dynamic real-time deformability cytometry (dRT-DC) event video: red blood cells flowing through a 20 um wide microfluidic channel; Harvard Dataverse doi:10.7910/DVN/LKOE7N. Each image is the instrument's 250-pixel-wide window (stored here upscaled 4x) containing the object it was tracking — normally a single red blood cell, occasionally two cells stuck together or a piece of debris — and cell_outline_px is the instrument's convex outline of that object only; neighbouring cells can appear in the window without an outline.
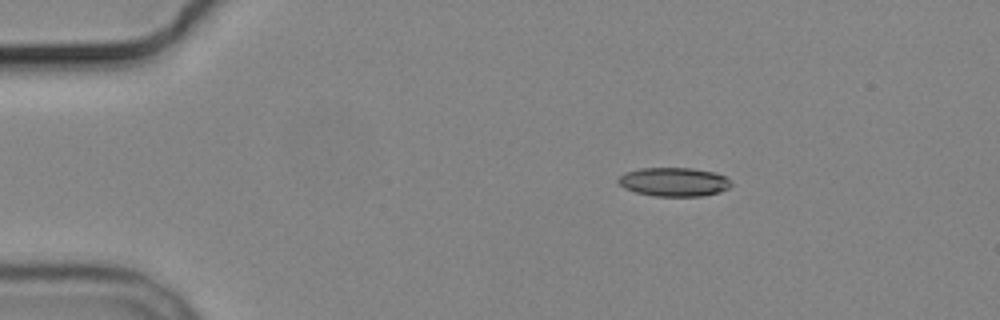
{"species": "common noctule bat (a hibernating species)", "species_latin": "Nyctalus noctula", "temperature_condition": "cold", "stored_images_in_passage": 3, "camera_frame_rate_fps": 3000, "um_per_image_px": 0.085, "animal": {"sex": "male", "body_mass_g": 19.2, "forearm_length_mm": 51.8}, "frame": {"image": 1, "passage_image": 1, "time_ms": 0.0, "image_size_px": [1000, 320], "cell_outline_px": [[732, 184], [728, 188], [720, 192], [704, 196], [656, 196], [636, 192], [624, 188], [616, 180], [624, 172], [640, 168], [692, 168], [716, 172], [724, 176]], "centroid_in_image_um": [57.28, 15.46], "position_along_channel_um": 27.7, "area_um2": 19.02}}